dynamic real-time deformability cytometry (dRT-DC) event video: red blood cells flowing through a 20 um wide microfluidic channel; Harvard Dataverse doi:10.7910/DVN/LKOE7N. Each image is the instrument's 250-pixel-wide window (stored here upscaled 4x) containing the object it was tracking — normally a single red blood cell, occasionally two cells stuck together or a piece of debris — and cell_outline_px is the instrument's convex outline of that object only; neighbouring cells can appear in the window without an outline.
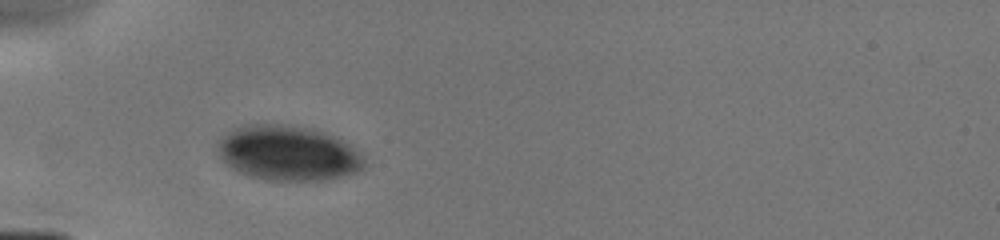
{"species": "human", "species_latin": "Homo sapiens", "temperature_condition": "cold", "stored_images_in_passage": 7, "camera_frame_rate_fps": 3000, "um_per_image_px": 0.085, "donor": {"sex": "male"}, "frame": {"image": 1, "passage_image": 1, "time_ms": 0.0, "image_size_px": [1000, 240], "cell_outline_px": [[364, 168], [352, 172], [320, 180], [268, 180], [252, 176], [240, 172], [232, 168], [220, 156], [216, 144], [232, 128], [244, 124], [292, 124], [312, 128], [336, 136], [344, 140], [364, 156]], "centroid_in_image_um": [24.47, 12.97], "position_along_channel_um": 60.5, "area_um2": 46.82}}